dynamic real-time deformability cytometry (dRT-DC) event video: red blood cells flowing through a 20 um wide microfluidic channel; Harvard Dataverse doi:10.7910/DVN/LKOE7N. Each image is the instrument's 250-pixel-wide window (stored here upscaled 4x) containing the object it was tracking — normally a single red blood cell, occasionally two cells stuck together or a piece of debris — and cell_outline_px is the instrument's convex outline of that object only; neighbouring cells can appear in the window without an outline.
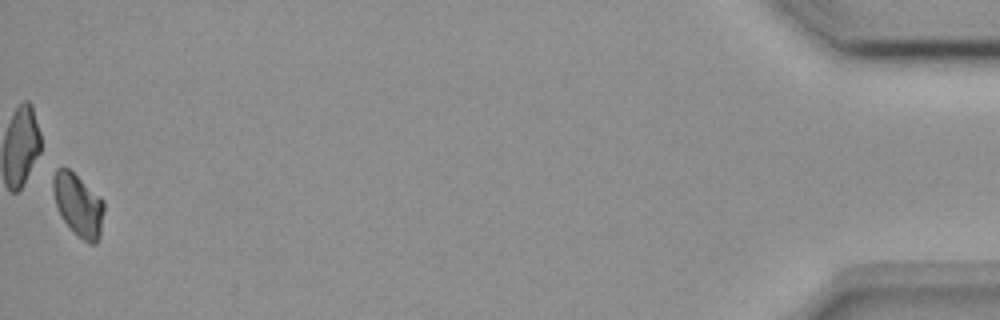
{"species": "common noctule bat (a hibernating species)", "species_latin": "Nyctalus noctula", "temperature_condition": "room temperature", "stored_images_in_passage": 52, "camera_frame_rate_fps": 3000, "um_per_image_px": 0.085, "animal": {"sex": "female", "body_mass_g": 18.4}, "frame": {"image": 1, "passage_image": 52, "time_ms": 17.0, "image_size_px": [1000, 320], "cell_outline_px": [[104, 208], [100, 236], [96, 244], [92, 244], [84, 240], [72, 232], [60, 216], [52, 192], [52, 180], [56, 168], [68, 168], [100, 196], [104, 200]], "centroid_in_image_um": [6.64, 17.43], "position_along_channel_um": 428.6, "area_um2": 18.67}, "authors_computed_cell_mechanics": {"area_um2": 19.5942, "velocity_mm_per_s": 3.803, "shape_relaxation_time_tau1_ms": 3.2751, "shape_relaxation_time_tau2_ms": null, "deformation_change_tau1": 0.1036, "deformation_change_tau2": null}}